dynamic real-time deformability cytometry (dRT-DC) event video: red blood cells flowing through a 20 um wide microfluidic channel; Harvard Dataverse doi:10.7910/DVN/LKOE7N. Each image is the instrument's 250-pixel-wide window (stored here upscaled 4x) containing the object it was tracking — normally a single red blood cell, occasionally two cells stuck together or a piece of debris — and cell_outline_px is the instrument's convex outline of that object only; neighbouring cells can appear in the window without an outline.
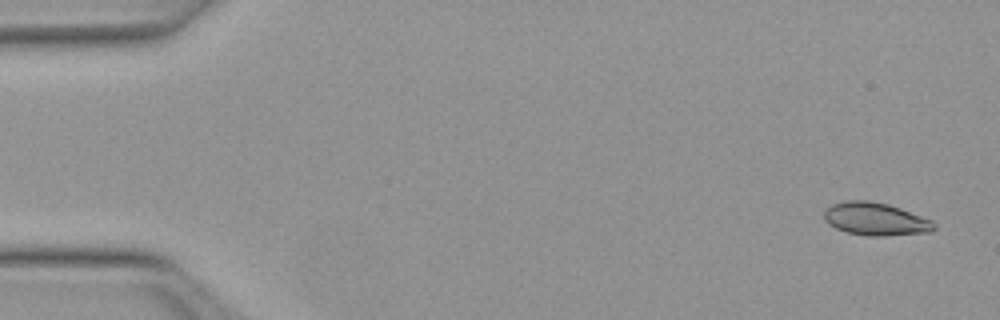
{"species": "Egyptian fruit bat (a non-hibernating species)", "species_latin": "Rousettus aegyptiacus", "temperature_condition": "warm", "stored_images_in_passage": 53, "segment_of_instrument_passage": [1, 2], "camera_frame_rate_fps": 3000, "um_per_image_px": 0.085, "animal": {"sex": "female"}, "frame": {"image": 1, "passage_image": 3, "time_ms": 0.667, "image_size_px": [1000, 320], "cell_outline_px": [[936, 228], [932, 232], [884, 236], [868, 236], [848, 232], [836, 228], [828, 224], [824, 220], [824, 212], [832, 204], [848, 200], [868, 200], [888, 204], [900, 208], [932, 220], [936, 224]], "centroid_in_image_um": [74.44, 18.62], "position_along_channel_um": 10.6, "area_um2": 21.1}}
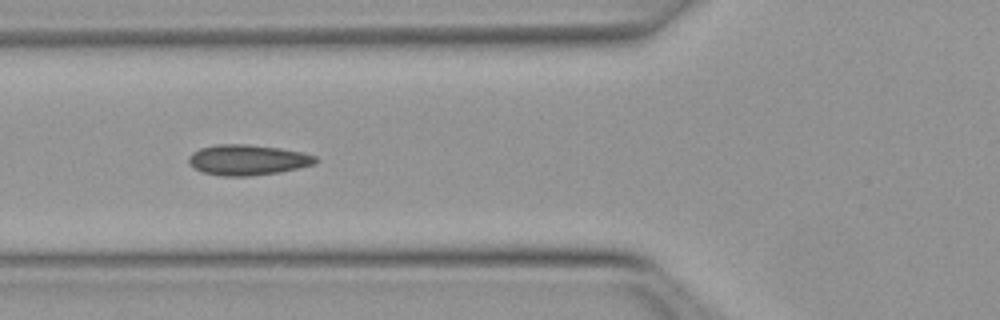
{"frame": {"image": 2, "passage_image": 20, "time_ms": 6.333, "image_size_px": [1000, 320], "cell_outline_px": [[320, 160], [316, 164], [300, 168], [280, 172], [248, 176], [224, 176], [204, 172], [188, 164], [188, 156], [192, 152], [200, 148], [216, 144], [248, 144], [280, 148], [304, 152], [316, 156]], "centroid_in_image_um": [21.09, 13.58], "position_along_channel_um": 104.7, "area_um2": 22.77}}
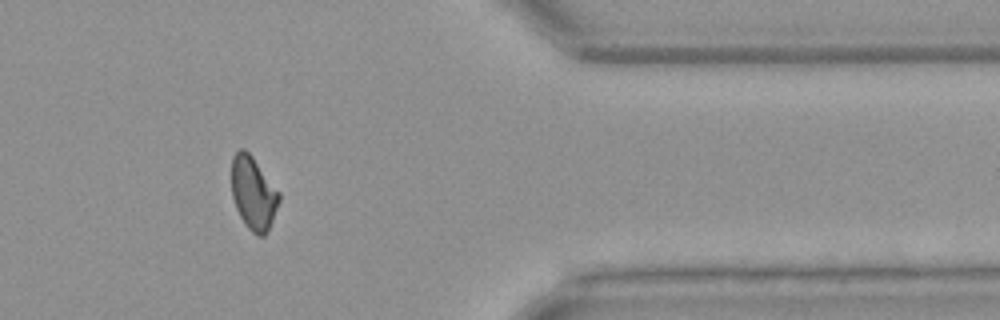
{"frame": {"image": 3, "passage_image": 43, "time_ms": 14.0, "image_size_px": [1000, 320], "cell_outline_px": [[280, 200], [272, 220], [264, 236], [256, 236], [248, 228], [240, 216], [236, 208], [232, 196], [232, 156], [240, 148], [244, 148], [252, 156], [280, 192]], "centroid_in_image_um": [21.53, 16.41], "position_along_channel_um": 389.9, "area_um2": 20.11}}